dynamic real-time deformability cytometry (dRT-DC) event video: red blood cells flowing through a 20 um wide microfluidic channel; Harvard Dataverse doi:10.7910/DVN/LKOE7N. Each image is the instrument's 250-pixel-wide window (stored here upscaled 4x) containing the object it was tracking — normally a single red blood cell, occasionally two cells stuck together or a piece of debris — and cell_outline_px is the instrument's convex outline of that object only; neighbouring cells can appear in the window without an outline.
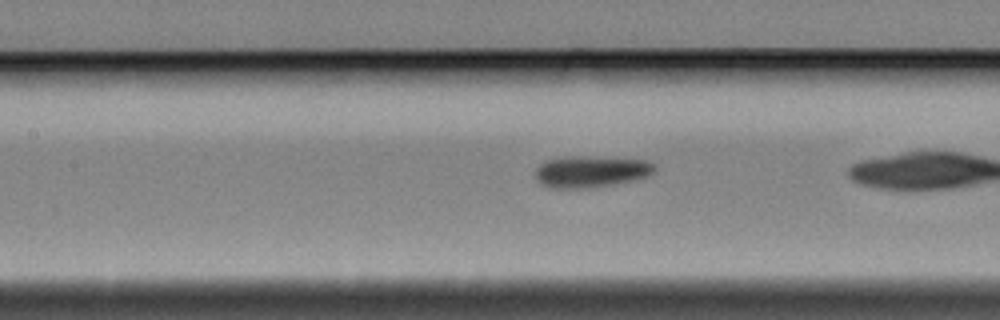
{"species": "Egyptian fruit bat (a non-hibernating species)", "species_latin": "Rousettus aegyptiacus", "temperature_condition": "cold", "stored_images_in_passage": 43, "camera_frame_rate_fps": 3000, "um_per_image_px": 0.085, "animal": {"sex": "female"}, "frame": {"image": 1, "passage_image": 23, "time_ms": 7.333, "image_size_px": [1000, 320], "cell_outline_px": [[656, 172], [652, 176], [636, 180], [588, 188], [548, 188], [540, 184], [536, 180], [536, 168], [544, 160], [560, 156], [592, 156], [648, 160], [656, 164]], "centroid_in_image_um": [50.26, 14.57], "position_along_channel_um": 157.1, "area_um2": 22.66}}
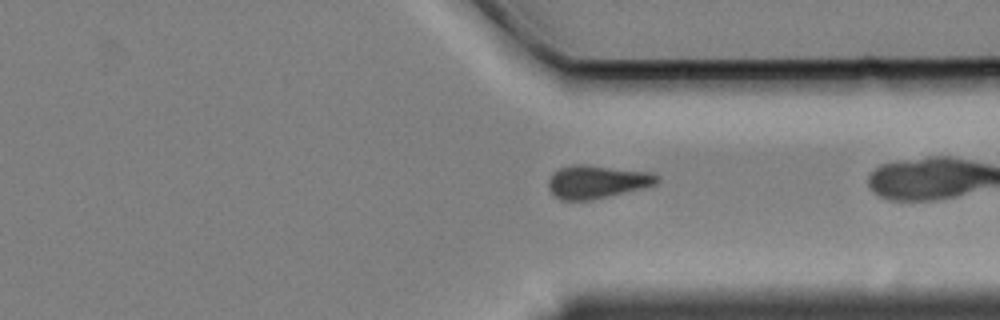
{"frame": {"image": 2, "passage_image": 41, "time_ms": 13.333, "image_size_px": [1000, 320], "cell_outline_px": [[660, 180], [656, 184], [640, 188], [588, 200], [560, 200], [552, 192], [548, 184], [548, 180], [552, 172], [560, 168], [572, 164], [584, 164], [656, 172], [660, 176]], "centroid_in_image_um": [50.76, 15.41], "position_along_channel_um": 360.6, "area_um2": 20.92}}